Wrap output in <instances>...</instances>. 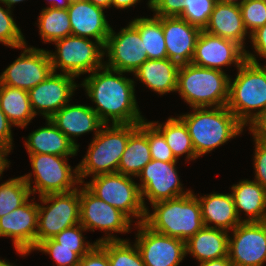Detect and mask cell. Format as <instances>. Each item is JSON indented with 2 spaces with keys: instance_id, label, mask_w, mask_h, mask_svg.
<instances>
[{
  "instance_id": "c3c4849f",
  "label": "cell",
  "mask_w": 266,
  "mask_h": 266,
  "mask_svg": "<svg viewBox=\"0 0 266 266\" xmlns=\"http://www.w3.org/2000/svg\"><path fill=\"white\" fill-rule=\"evenodd\" d=\"M10 152H11L10 148L0 143V175L3 174L5 168L9 167L10 161H8L6 157Z\"/></svg>"
},
{
  "instance_id": "cb8c5ba5",
  "label": "cell",
  "mask_w": 266,
  "mask_h": 266,
  "mask_svg": "<svg viewBox=\"0 0 266 266\" xmlns=\"http://www.w3.org/2000/svg\"><path fill=\"white\" fill-rule=\"evenodd\" d=\"M205 227L233 230L243 220L237 216L232 194L213 193L198 198ZM209 223V224H208ZM210 223L215 224L211 226Z\"/></svg>"
},
{
  "instance_id": "30bf717a",
  "label": "cell",
  "mask_w": 266,
  "mask_h": 266,
  "mask_svg": "<svg viewBox=\"0 0 266 266\" xmlns=\"http://www.w3.org/2000/svg\"><path fill=\"white\" fill-rule=\"evenodd\" d=\"M38 204V229L36 246L55 237L64 229L80 223V189L66 193L41 196ZM51 203L50 205H47Z\"/></svg>"
},
{
  "instance_id": "1f68e13d",
  "label": "cell",
  "mask_w": 266,
  "mask_h": 266,
  "mask_svg": "<svg viewBox=\"0 0 266 266\" xmlns=\"http://www.w3.org/2000/svg\"><path fill=\"white\" fill-rule=\"evenodd\" d=\"M138 30L148 59H166V45L162 29V17H140L130 21Z\"/></svg>"
},
{
  "instance_id": "8992f818",
  "label": "cell",
  "mask_w": 266,
  "mask_h": 266,
  "mask_svg": "<svg viewBox=\"0 0 266 266\" xmlns=\"http://www.w3.org/2000/svg\"><path fill=\"white\" fill-rule=\"evenodd\" d=\"M138 124H104L89 144L86 156L78 166V175L81 184L89 175L116 173L126 149L130 134Z\"/></svg>"
},
{
  "instance_id": "d6a6232c",
  "label": "cell",
  "mask_w": 266,
  "mask_h": 266,
  "mask_svg": "<svg viewBox=\"0 0 266 266\" xmlns=\"http://www.w3.org/2000/svg\"><path fill=\"white\" fill-rule=\"evenodd\" d=\"M38 27L44 43L72 35L67 9L43 8L38 17Z\"/></svg>"
},
{
  "instance_id": "7402d4cb",
  "label": "cell",
  "mask_w": 266,
  "mask_h": 266,
  "mask_svg": "<svg viewBox=\"0 0 266 266\" xmlns=\"http://www.w3.org/2000/svg\"><path fill=\"white\" fill-rule=\"evenodd\" d=\"M49 119L78 149L75 137L90 131L96 135L104 125L91 106L86 105L66 104Z\"/></svg>"
},
{
  "instance_id": "9c48e42d",
  "label": "cell",
  "mask_w": 266,
  "mask_h": 266,
  "mask_svg": "<svg viewBox=\"0 0 266 266\" xmlns=\"http://www.w3.org/2000/svg\"><path fill=\"white\" fill-rule=\"evenodd\" d=\"M53 43L57 51H48L53 72L59 68L62 73L76 78L104 65V46L96 40L93 42L89 38L69 35Z\"/></svg>"
},
{
  "instance_id": "7bdbcfd3",
  "label": "cell",
  "mask_w": 266,
  "mask_h": 266,
  "mask_svg": "<svg viewBox=\"0 0 266 266\" xmlns=\"http://www.w3.org/2000/svg\"><path fill=\"white\" fill-rule=\"evenodd\" d=\"M254 153L255 181L266 190V143L256 141Z\"/></svg>"
},
{
  "instance_id": "6da1fadb",
  "label": "cell",
  "mask_w": 266,
  "mask_h": 266,
  "mask_svg": "<svg viewBox=\"0 0 266 266\" xmlns=\"http://www.w3.org/2000/svg\"><path fill=\"white\" fill-rule=\"evenodd\" d=\"M123 73L103 65L80 84L96 104V108H91L104 124L110 121L112 124H139L145 121L137 106L135 82L123 77Z\"/></svg>"
},
{
  "instance_id": "603a6c76",
  "label": "cell",
  "mask_w": 266,
  "mask_h": 266,
  "mask_svg": "<svg viewBox=\"0 0 266 266\" xmlns=\"http://www.w3.org/2000/svg\"><path fill=\"white\" fill-rule=\"evenodd\" d=\"M208 34L237 42L245 48L247 32L239 4L216 2L209 22L204 28Z\"/></svg>"
},
{
  "instance_id": "8fae6325",
  "label": "cell",
  "mask_w": 266,
  "mask_h": 266,
  "mask_svg": "<svg viewBox=\"0 0 266 266\" xmlns=\"http://www.w3.org/2000/svg\"><path fill=\"white\" fill-rule=\"evenodd\" d=\"M80 187V224L86 230L100 229L104 231L106 237L96 240V243L106 241H120L111 235L113 232L128 233L132 221L120 210L99 199L85 185ZM112 233H106V232Z\"/></svg>"
},
{
  "instance_id": "74e56055",
  "label": "cell",
  "mask_w": 266,
  "mask_h": 266,
  "mask_svg": "<svg viewBox=\"0 0 266 266\" xmlns=\"http://www.w3.org/2000/svg\"><path fill=\"white\" fill-rule=\"evenodd\" d=\"M0 42L5 46L20 48L26 43L23 33L16 25L11 9H4L0 6Z\"/></svg>"
},
{
  "instance_id": "d4e9b609",
  "label": "cell",
  "mask_w": 266,
  "mask_h": 266,
  "mask_svg": "<svg viewBox=\"0 0 266 266\" xmlns=\"http://www.w3.org/2000/svg\"><path fill=\"white\" fill-rule=\"evenodd\" d=\"M180 65L166 59H148L134 71L139 81L158 94L177 90L178 70Z\"/></svg>"
},
{
  "instance_id": "8d00e7d4",
  "label": "cell",
  "mask_w": 266,
  "mask_h": 266,
  "mask_svg": "<svg viewBox=\"0 0 266 266\" xmlns=\"http://www.w3.org/2000/svg\"><path fill=\"white\" fill-rule=\"evenodd\" d=\"M216 2L217 0H184V11L179 18L204 30Z\"/></svg>"
},
{
  "instance_id": "5b68a950",
  "label": "cell",
  "mask_w": 266,
  "mask_h": 266,
  "mask_svg": "<svg viewBox=\"0 0 266 266\" xmlns=\"http://www.w3.org/2000/svg\"><path fill=\"white\" fill-rule=\"evenodd\" d=\"M229 80L224 71L183 64L178 70L176 92L192 108L227 106Z\"/></svg>"
},
{
  "instance_id": "ac0fdd59",
  "label": "cell",
  "mask_w": 266,
  "mask_h": 266,
  "mask_svg": "<svg viewBox=\"0 0 266 266\" xmlns=\"http://www.w3.org/2000/svg\"><path fill=\"white\" fill-rule=\"evenodd\" d=\"M245 49L235 41L214 36L202 30L196 42L192 64L222 70L235 64L238 68L246 61Z\"/></svg>"
},
{
  "instance_id": "5bb4252c",
  "label": "cell",
  "mask_w": 266,
  "mask_h": 266,
  "mask_svg": "<svg viewBox=\"0 0 266 266\" xmlns=\"http://www.w3.org/2000/svg\"><path fill=\"white\" fill-rule=\"evenodd\" d=\"M177 162H163L160 160H151L138 174L141 184V197L144 207L145 198L153 204L158 201L173 199L186 195L191 190L183 191L182 184L177 169Z\"/></svg>"
},
{
  "instance_id": "484cf974",
  "label": "cell",
  "mask_w": 266,
  "mask_h": 266,
  "mask_svg": "<svg viewBox=\"0 0 266 266\" xmlns=\"http://www.w3.org/2000/svg\"><path fill=\"white\" fill-rule=\"evenodd\" d=\"M232 196L238 218L244 211L248 218L243 222L266 221V190L255 180H241L232 187Z\"/></svg>"
},
{
  "instance_id": "7dc6e473",
  "label": "cell",
  "mask_w": 266,
  "mask_h": 266,
  "mask_svg": "<svg viewBox=\"0 0 266 266\" xmlns=\"http://www.w3.org/2000/svg\"><path fill=\"white\" fill-rule=\"evenodd\" d=\"M11 126L12 124L9 122L7 116L4 114L0 107V143L12 150L13 137Z\"/></svg>"
},
{
  "instance_id": "f35d334b",
  "label": "cell",
  "mask_w": 266,
  "mask_h": 266,
  "mask_svg": "<svg viewBox=\"0 0 266 266\" xmlns=\"http://www.w3.org/2000/svg\"><path fill=\"white\" fill-rule=\"evenodd\" d=\"M239 7L245 28L250 34L266 24V0H244Z\"/></svg>"
},
{
  "instance_id": "e0dca14e",
  "label": "cell",
  "mask_w": 266,
  "mask_h": 266,
  "mask_svg": "<svg viewBox=\"0 0 266 266\" xmlns=\"http://www.w3.org/2000/svg\"><path fill=\"white\" fill-rule=\"evenodd\" d=\"M74 79V76L65 73L52 72L43 82L30 89L29 100L35 115L39 112L49 119L68 104L78 87Z\"/></svg>"
},
{
  "instance_id": "f546056e",
  "label": "cell",
  "mask_w": 266,
  "mask_h": 266,
  "mask_svg": "<svg viewBox=\"0 0 266 266\" xmlns=\"http://www.w3.org/2000/svg\"><path fill=\"white\" fill-rule=\"evenodd\" d=\"M0 107L13 126L25 128L35 113L28 91L0 84Z\"/></svg>"
},
{
  "instance_id": "681fc988",
  "label": "cell",
  "mask_w": 266,
  "mask_h": 266,
  "mask_svg": "<svg viewBox=\"0 0 266 266\" xmlns=\"http://www.w3.org/2000/svg\"><path fill=\"white\" fill-rule=\"evenodd\" d=\"M199 266H233L228 256L220 259L201 262Z\"/></svg>"
},
{
  "instance_id": "44dd1931",
  "label": "cell",
  "mask_w": 266,
  "mask_h": 266,
  "mask_svg": "<svg viewBox=\"0 0 266 266\" xmlns=\"http://www.w3.org/2000/svg\"><path fill=\"white\" fill-rule=\"evenodd\" d=\"M67 11L72 35L91 37L105 46L111 26L108 24L103 8L88 0H79L71 2Z\"/></svg>"
},
{
  "instance_id": "d590c367",
  "label": "cell",
  "mask_w": 266,
  "mask_h": 266,
  "mask_svg": "<svg viewBox=\"0 0 266 266\" xmlns=\"http://www.w3.org/2000/svg\"><path fill=\"white\" fill-rule=\"evenodd\" d=\"M91 249L58 247V243L51 238L40 242L33 251L49 254L57 266H78L81 258Z\"/></svg>"
},
{
  "instance_id": "816d5d0a",
  "label": "cell",
  "mask_w": 266,
  "mask_h": 266,
  "mask_svg": "<svg viewBox=\"0 0 266 266\" xmlns=\"http://www.w3.org/2000/svg\"><path fill=\"white\" fill-rule=\"evenodd\" d=\"M51 3V8L54 9H67L69 4L71 3L70 0H48Z\"/></svg>"
},
{
  "instance_id": "db71d44e",
  "label": "cell",
  "mask_w": 266,
  "mask_h": 266,
  "mask_svg": "<svg viewBox=\"0 0 266 266\" xmlns=\"http://www.w3.org/2000/svg\"><path fill=\"white\" fill-rule=\"evenodd\" d=\"M21 1L23 2L25 0H0V3L5 4L4 6H7L9 9H11V7H13L15 3H19Z\"/></svg>"
},
{
  "instance_id": "9a60e30c",
  "label": "cell",
  "mask_w": 266,
  "mask_h": 266,
  "mask_svg": "<svg viewBox=\"0 0 266 266\" xmlns=\"http://www.w3.org/2000/svg\"><path fill=\"white\" fill-rule=\"evenodd\" d=\"M138 227L135 245L145 266H178L186 256L185 241L157 233L144 223Z\"/></svg>"
},
{
  "instance_id": "11a10c76",
  "label": "cell",
  "mask_w": 266,
  "mask_h": 266,
  "mask_svg": "<svg viewBox=\"0 0 266 266\" xmlns=\"http://www.w3.org/2000/svg\"><path fill=\"white\" fill-rule=\"evenodd\" d=\"M218 2H223V3H234V4H240L242 2L238 0H217Z\"/></svg>"
},
{
  "instance_id": "ee69618b",
  "label": "cell",
  "mask_w": 266,
  "mask_h": 266,
  "mask_svg": "<svg viewBox=\"0 0 266 266\" xmlns=\"http://www.w3.org/2000/svg\"><path fill=\"white\" fill-rule=\"evenodd\" d=\"M78 266H110L107 252L99 244H96L81 258Z\"/></svg>"
},
{
  "instance_id": "b9f144b4",
  "label": "cell",
  "mask_w": 266,
  "mask_h": 266,
  "mask_svg": "<svg viewBox=\"0 0 266 266\" xmlns=\"http://www.w3.org/2000/svg\"><path fill=\"white\" fill-rule=\"evenodd\" d=\"M149 8L157 17H179L184 11V0H150Z\"/></svg>"
},
{
  "instance_id": "f6af8a7d",
  "label": "cell",
  "mask_w": 266,
  "mask_h": 266,
  "mask_svg": "<svg viewBox=\"0 0 266 266\" xmlns=\"http://www.w3.org/2000/svg\"><path fill=\"white\" fill-rule=\"evenodd\" d=\"M249 124L247 126L253 134V139L266 143V111L257 115Z\"/></svg>"
},
{
  "instance_id": "60d3db41",
  "label": "cell",
  "mask_w": 266,
  "mask_h": 266,
  "mask_svg": "<svg viewBox=\"0 0 266 266\" xmlns=\"http://www.w3.org/2000/svg\"><path fill=\"white\" fill-rule=\"evenodd\" d=\"M82 231L86 229L79 223L70 228L64 229L62 232L57 234L53 239L58 243V247L66 248H93L97 243L93 244L85 242V238L82 235Z\"/></svg>"
},
{
  "instance_id": "4dcf8cb0",
  "label": "cell",
  "mask_w": 266,
  "mask_h": 266,
  "mask_svg": "<svg viewBox=\"0 0 266 266\" xmlns=\"http://www.w3.org/2000/svg\"><path fill=\"white\" fill-rule=\"evenodd\" d=\"M150 123L164 136L177 160L186 153L188 160L197 158L188 128L180 117H170L164 124L158 121Z\"/></svg>"
},
{
  "instance_id": "d6986e66",
  "label": "cell",
  "mask_w": 266,
  "mask_h": 266,
  "mask_svg": "<svg viewBox=\"0 0 266 266\" xmlns=\"http://www.w3.org/2000/svg\"><path fill=\"white\" fill-rule=\"evenodd\" d=\"M38 203L29 199L0 218V237H11L18 254L25 256L36 247Z\"/></svg>"
},
{
  "instance_id": "836d02e7",
  "label": "cell",
  "mask_w": 266,
  "mask_h": 266,
  "mask_svg": "<svg viewBox=\"0 0 266 266\" xmlns=\"http://www.w3.org/2000/svg\"><path fill=\"white\" fill-rule=\"evenodd\" d=\"M31 196L22 176L0 184V218L23 205Z\"/></svg>"
},
{
  "instance_id": "7c38bea8",
  "label": "cell",
  "mask_w": 266,
  "mask_h": 266,
  "mask_svg": "<svg viewBox=\"0 0 266 266\" xmlns=\"http://www.w3.org/2000/svg\"><path fill=\"white\" fill-rule=\"evenodd\" d=\"M23 53L0 75V84L29 91L43 82L52 72L48 51L27 44L20 47Z\"/></svg>"
},
{
  "instance_id": "f907efd6",
  "label": "cell",
  "mask_w": 266,
  "mask_h": 266,
  "mask_svg": "<svg viewBox=\"0 0 266 266\" xmlns=\"http://www.w3.org/2000/svg\"><path fill=\"white\" fill-rule=\"evenodd\" d=\"M140 2V0H111V7H115L117 9H126L136 5V3Z\"/></svg>"
},
{
  "instance_id": "ab89813d",
  "label": "cell",
  "mask_w": 266,
  "mask_h": 266,
  "mask_svg": "<svg viewBox=\"0 0 266 266\" xmlns=\"http://www.w3.org/2000/svg\"><path fill=\"white\" fill-rule=\"evenodd\" d=\"M146 136L152 160L177 162L164 136L149 121H146Z\"/></svg>"
},
{
  "instance_id": "52a82bcc",
  "label": "cell",
  "mask_w": 266,
  "mask_h": 266,
  "mask_svg": "<svg viewBox=\"0 0 266 266\" xmlns=\"http://www.w3.org/2000/svg\"><path fill=\"white\" fill-rule=\"evenodd\" d=\"M68 156L52 154H29L33 173L23 175L31 194L39 193V197L48 194L66 193L74 191V187L81 185L78 166L72 170L68 164ZM34 176V187L31 186V176ZM33 188V189H32Z\"/></svg>"
},
{
  "instance_id": "ffe728a7",
  "label": "cell",
  "mask_w": 266,
  "mask_h": 266,
  "mask_svg": "<svg viewBox=\"0 0 266 266\" xmlns=\"http://www.w3.org/2000/svg\"><path fill=\"white\" fill-rule=\"evenodd\" d=\"M167 57L179 65L192 62L200 28L179 17H162Z\"/></svg>"
},
{
  "instance_id": "2e32d148",
  "label": "cell",
  "mask_w": 266,
  "mask_h": 266,
  "mask_svg": "<svg viewBox=\"0 0 266 266\" xmlns=\"http://www.w3.org/2000/svg\"><path fill=\"white\" fill-rule=\"evenodd\" d=\"M232 232L228 257L233 266H262L266 262V221L241 222Z\"/></svg>"
},
{
  "instance_id": "e575fe53",
  "label": "cell",
  "mask_w": 266,
  "mask_h": 266,
  "mask_svg": "<svg viewBox=\"0 0 266 266\" xmlns=\"http://www.w3.org/2000/svg\"><path fill=\"white\" fill-rule=\"evenodd\" d=\"M129 240L106 241L99 245L107 252L110 266H145L134 243Z\"/></svg>"
},
{
  "instance_id": "4fadbf2b",
  "label": "cell",
  "mask_w": 266,
  "mask_h": 266,
  "mask_svg": "<svg viewBox=\"0 0 266 266\" xmlns=\"http://www.w3.org/2000/svg\"><path fill=\"white\" fill-rule=\"evenodd\" d=\"M104 55L109 59L107 63L104 62L106 67L133 74L148 60L141 36L130 22L118 34L111 27L104 46Z\"/></svg>"
},
{
  "instance_id": "277c9868",
  "label": "cell",
  "mask_w": 266,
  "mask_h": 266,
  "mask_svg": "<svg viewBox=\"0 0 266 266\" xmlns=\"http://www.w3.org/2000/svg\"><path fill=\"white\" fill-rule=\"evenodd\" d=\"M150 214L146 209L144 224L151 230L185 242L204 227L197 196L190 193L155 202Z\"/></svg>"
},
{
  "instance_id": "ba28073f",
  "label": "cell",
  "mask_w": 266,
  "mask_h": 266,
  "mask_svg": "<svg viewBox=\"0 0 266 266\" xmlns=\"http://www.w3.org/2000/svg\"><path fill=\"white\" fill-rule=\"evenodd\" d=\"M99 199L124 213L131 221L138 218L143 223L146 214L139 185L129 175L107 173L92 176L90 182L84 184Z\"/></svg>"
},
{
  "instance_id": "4316f807",
  "label": "cell",
  "mask_w": 266,
  "mask_h": 266,
  "mask_svg": "<svg viewBox=\"0 0 266 266\" xmlns=\"http://www.w3.org/2000/svg\"><path fill=\"white\" fill-rule=\"evenodd\" d=\"M46 127L39 128L28 136L25 146L28 154H52L75 156L78 148L66 137L50 119Z\"/></svg>"
},
{
  "instance_id": "83f0119b",
  "label": "cell",
  "mask_w": 266,
  "mask_h": 266,
  "mask_svg": "<svg viewBox=\"0 0 266 266\" xmlns=\"http://www.w3.org/2000/svg\"><path fill=\"white\" fill-rule=\"evenodd\" d=\"M228 231L203 227L185 242L186 255L189 253L199 263L228 256Z\"/></svg>"
},
{
  "instance_id": "f5cc1de1",
  "label": "cell",
  "mask_w": 266,
  "mask_h": 266,
  "mask_svg": "<svg viewBox=\"0 0 266 266\" xmlns=\"http://www.w3.org/2000/svg\"><path fill=\"white\" fill-rule=\"evenodd\" d=\"M88 1L103 9L111 7V0H88Z\"/></svg>"
},
{
  "instance_id": "bcb514c9",
  "label": "cell",
  "mask_w": 266,
  "mask_h": 266,
  "mask_svg": "<svg viewBox=\"0 0 266 266\" xmlns=\"http://www.w3.org/2000/svg\"><path fill=\"white\" fill-rule=\"evenodd\" d=\"M255 53L266 59V24L249 34Z\"/></svg>"
},
{
  "instance_id": "f1b7e54d",
  "label": "cell",
  "mask_w": 266,
  "mask_h": 266,
  "mask_svg": "<svg viewBox=\"0 0 266 266\" xmlns=\"http://www.w3.org/2000/svg\"><path fill=\"white\" fill-rule=\"evenodd\" d=\"M151 160L145 120L130 134L117 172L137 177Z\"/></svg>"
},
{
  "instance_id": "7a4b0ae2",
  "label": "cell",
  "mask_w": 266,
  "mask_h": 266,
  "mask_svg": "<svg viewBox=\"0 0 266 266\" xmlns=\"http://www.w3.org/2000/svg\"><path fill=\"white\" fill-rule=\"evenodd\" d=\"M245 55L246 61L237 68L236 78L229 80L227 108L247 126L266 111V65L259 64L256 55L248 51Z\"/></svg>"
},
{
  "instance_id": "3957f363",
  "label": "cell",
  "mask_w": 266,
  "mask_h": 266,
  "mask_svg": "<svg viewBox=\"0 0 266 266\" xmlns=\"http://www.w3.org/2000/svg\"><path fill=\"white\" fill-rule=\"evenodd\" d=\"M193 111L179 117L188 128L197 158L240 135L245 127L227 106Z\"/></svg>"
},
{
  "instance_id": "9f6ffc18",
  "label": "cell",
  "mask_w": 266,
  "mask_h": 266,
  "mask_svg": "<svg viewBox=\"0 0 266 266\" xmlns=\"http://www.w3.org/2000/svg\"><path fill=\"white\" fill-rule=\"evenodd\" d=\"M0 266H16V265L6 262L5 259L4 260L0 259Z\"/></svg>"
}]
</instances>
